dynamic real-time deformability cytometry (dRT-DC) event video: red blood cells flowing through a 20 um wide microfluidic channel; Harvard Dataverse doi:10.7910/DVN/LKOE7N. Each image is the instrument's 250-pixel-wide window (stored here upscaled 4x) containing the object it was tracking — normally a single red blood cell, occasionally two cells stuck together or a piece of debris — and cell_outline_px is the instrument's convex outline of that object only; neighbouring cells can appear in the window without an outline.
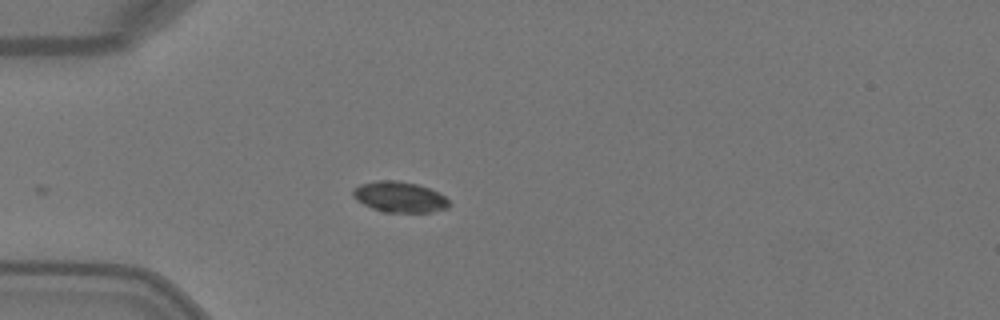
{"species": "Egyptian fruit bat (a non-hibernating species)", "species_latin": "Rousettus aegyptiacus", "temperature_condition": "warm", "stored_images_in_passage": 5, "camera_frame_rate_fps": 3000, "um_per_image_px": 0.085, "animal": {"sex": "female"}, "frame": {"image": 1, "passage_image": 1, "time_ms": 0.0, "image_size_px": [1000, 320], "cell_outline_px": [[452, 204], [448, 208], [432, 212], [384, 212], [372, 208], [356, 200], [352, 196], [352, 188], [360, 184], [376, 180], [396, 180], [416, 184], [428, 188], [444, 196]], "centroid_in_image_um": [33.94, 16.74], "position_along_channel_um": 51.1, "area_um2": 17.28}}
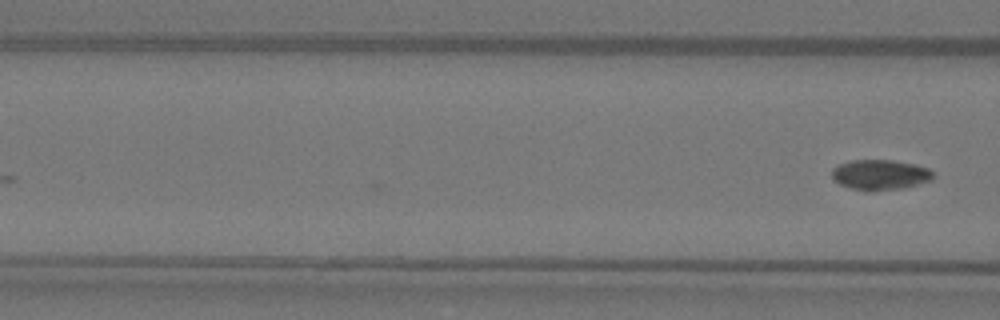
{"frame": {"image": 2, "passage_image": 5, "time_ms": 1.333, "image_size_px": [1000, 320], "cell_outline_px": [[936, 176], [932, 180], [904, 188], [872, 192], [868, 192], [852, 188], [840, 184], [832, 180], [832, 168], [848, 160], [892, 160], [916, 164], [928, 168], [936, 172]], "centroid_in_image_um": [74.84, 14.86], "position_along_channel_um": 91.8, "area_um2": 18.32}}